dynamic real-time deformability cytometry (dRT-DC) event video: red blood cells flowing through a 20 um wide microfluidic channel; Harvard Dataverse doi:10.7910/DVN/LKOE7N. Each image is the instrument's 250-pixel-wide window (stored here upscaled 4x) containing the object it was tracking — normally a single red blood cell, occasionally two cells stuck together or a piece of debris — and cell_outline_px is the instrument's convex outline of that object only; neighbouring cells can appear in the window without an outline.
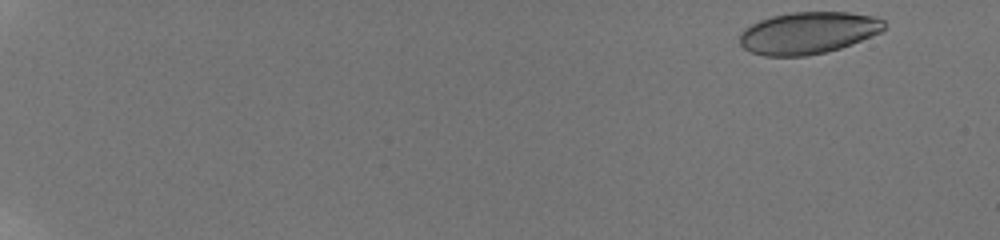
{"species": "human", "species_latin": "Homo sapiens", "temperature_condition": "room temperature", "stored_images_in_passage": 8, "camera_frame_rate_fps": 3000, "um_per_image_px": 0.085, "donor": {"sex": "male"}, "frame": {"image": 1, "passage_image": 1, "time_ms": 0.0, "image_size_px": [1000, 240], "cell_outline_px": [[888, 28], [880, 32], [852, 44], [840, 48], [824, 52], [804, 56], [764, 56], [752, 52], [744, 48], [740, 44], [740, 32], [744, 28], [760, 20], [772, 16], [792, 12], [848, 12], [872, 16], [884, 20]], "centroid_in_image_um": [68.7, 2.79], "position_along_channel_um": 16.3, "area_um2": 35.32}}